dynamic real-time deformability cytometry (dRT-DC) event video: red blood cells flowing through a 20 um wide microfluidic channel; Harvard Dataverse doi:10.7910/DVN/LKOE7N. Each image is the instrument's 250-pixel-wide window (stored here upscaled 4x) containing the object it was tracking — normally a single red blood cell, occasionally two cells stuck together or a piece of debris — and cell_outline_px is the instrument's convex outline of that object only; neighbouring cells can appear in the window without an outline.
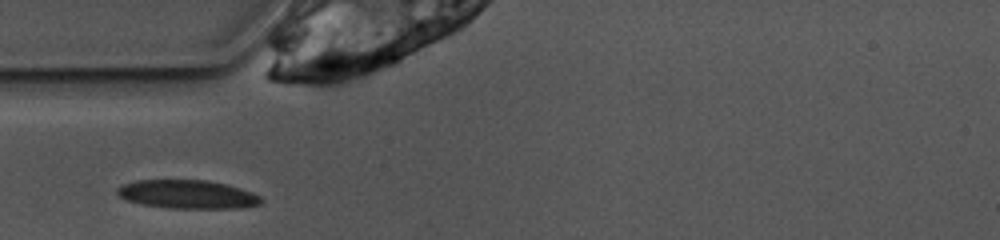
{"species": "common noctule bat (a hibernating species)", "species_latin": "Nyctalus noctula", "temperature_condition": "warm", "stored_images_in_passage": 24, "camera_frame_rate_fps": 3000, "um_per_image_px": 0.085, "animal": {"sex": "female", "body_mass_g": 10.0, "forearm_length_mm": 53.1}, "frame": {"image": 1, "passage_image": 1, "time_ms": 0.0, "image_size_px": [1000, 240], "cell_outline_px": [[264, 200], [260, 204], [240, 208], [168, 208], [144, 204], [128, 200], [120, 196], [116, 192], [116, 188], [120, 184], [136, 180], [208, 180], [228, 184], [252, 192], [260, 196]], "centroid_in_image_um": [15.95, 16.51], "position_along_channel_um": 69.1, "area_um2": 24.04}}
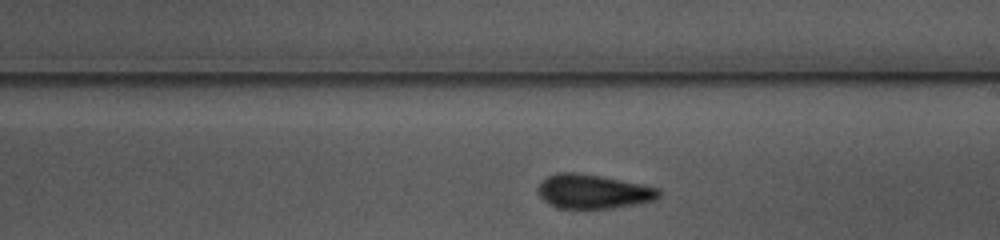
{"frame": {"image": 2, "passage_image": 14, "time_ms": 4.333, "image_size_px": [1000, 240], "cell_outline_px": [[660, 196], [656, 200], [640, 204], [612, 208], [560, 208], [548, 204], [536, 192], [536, 188], [548, 176], [560, 172], [576, 172], [600, 176], [660, 188]], "centroid_in_image_um": [50.43, 16.29], "position_along_channel_um": 238.6, "area_um2": 24.1}}
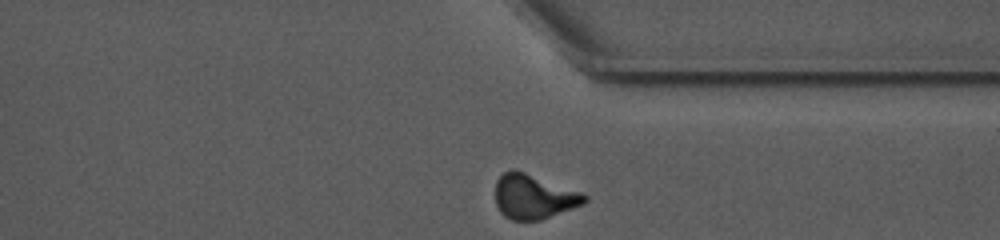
{"frame": {"image": 3, "passage_image": 24, "time_ms": 7.667, "image_size_px": [1000, 240], "cell_outline_px": [[588, 200], [584, 204], [540, 220], [512, 220], [504, 216], [500, 212], [496, 204], [496, 180], [504, 172], [512, 168], [516, 168], [580, 192], [588, 196]], "centroid_in_image_um": [45.35, 16.7], "position_along_channel_um": 366.1, "area_um2": 23.24}}